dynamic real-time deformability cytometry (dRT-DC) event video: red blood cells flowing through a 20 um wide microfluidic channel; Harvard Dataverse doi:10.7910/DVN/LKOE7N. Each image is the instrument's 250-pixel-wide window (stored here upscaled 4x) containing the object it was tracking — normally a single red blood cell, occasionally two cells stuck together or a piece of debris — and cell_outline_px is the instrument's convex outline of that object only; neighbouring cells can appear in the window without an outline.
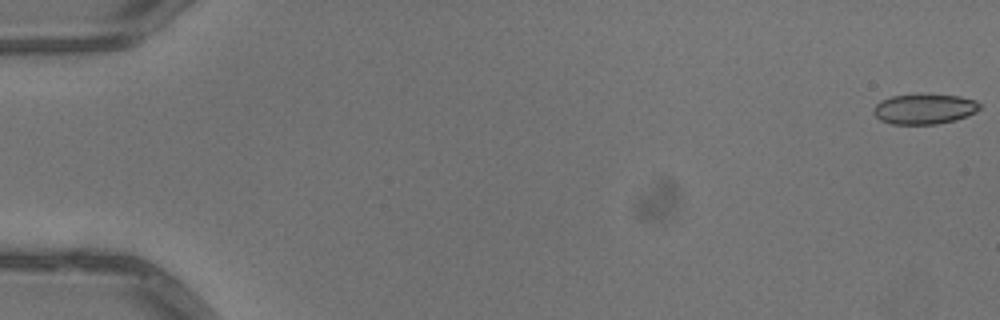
{"species": "common noctule bat (a hibernating species)", "species_latin": "Nyctalus noctula", "temperature_condition": "warm", "stored_images_in_passage": 6, "camera_frame_rate_fps": 3000, "um_per_image_px": 0.085, "animal": {"sex": "male", "body_mass_g": 13.3}, "frame": {"image": 1, "passage_image": 1, "time_ms": 0.0, "image_size_px": [1000, 320], "cell_outline_px": [[980, 108], [976, 112], [968, 116], [956, 120], [936, 124], [892, 124], [880, 120], [872, 112], [872, 108], [880, 100], [892, 96], [924, 92], [960, 96], [976, 100], [980, 104]], "centroid_in_image_um": [78.57, 9.23], "position_along_channel_um": 6.4, "area_um2": 19.36}}
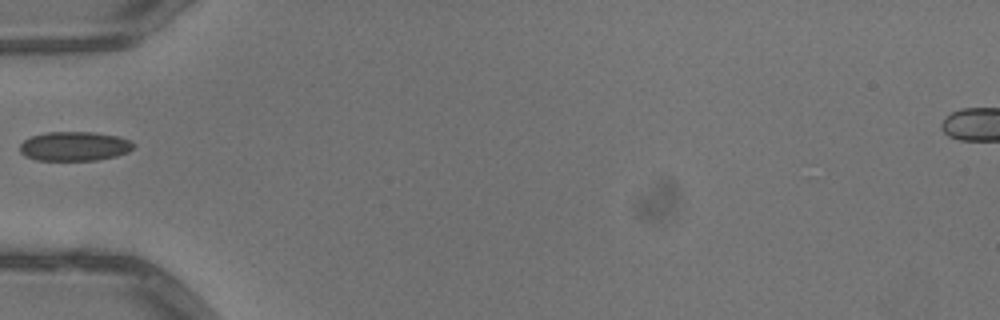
{"frame": {"image": 2, "passage_image": 5, "time_ms": 1.333, "image_size_px": [1000, 320], "cell_outline_px": [[136, 144], [128, 152], [116, 156], [96, 160], [36, 160], [24, 156], [20, 152], [20, 144], [24, 140], [32, 136], [44, 132], [96, 132], [120, 136]], "centroid_in_image_um": [6.33, 12.42], "position_along_channel_um": 78.7, "area_um2": 19.54}}
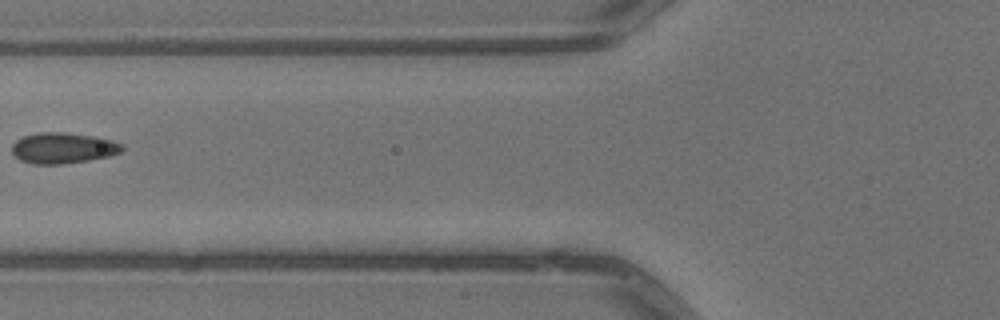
{"frame": {"image": 3, "passage_image": 6, "time_ms": 1.667, "image_size_px": [1000, 320], "cell_outline_px": [[124, 148], [120, 152], [108, 156], [88, 160], [60, 164], [32, 164], [20, 160], [12, 152], [12, 144], [16, 140], [24, 136], [36, 132], [64, 132], [96, 136], [112, 140], [124, 144]], "centroid_in_image_um": [5.36, 12.57], "position_along_channel_um": 120.4, "area_um2": 19.88}}